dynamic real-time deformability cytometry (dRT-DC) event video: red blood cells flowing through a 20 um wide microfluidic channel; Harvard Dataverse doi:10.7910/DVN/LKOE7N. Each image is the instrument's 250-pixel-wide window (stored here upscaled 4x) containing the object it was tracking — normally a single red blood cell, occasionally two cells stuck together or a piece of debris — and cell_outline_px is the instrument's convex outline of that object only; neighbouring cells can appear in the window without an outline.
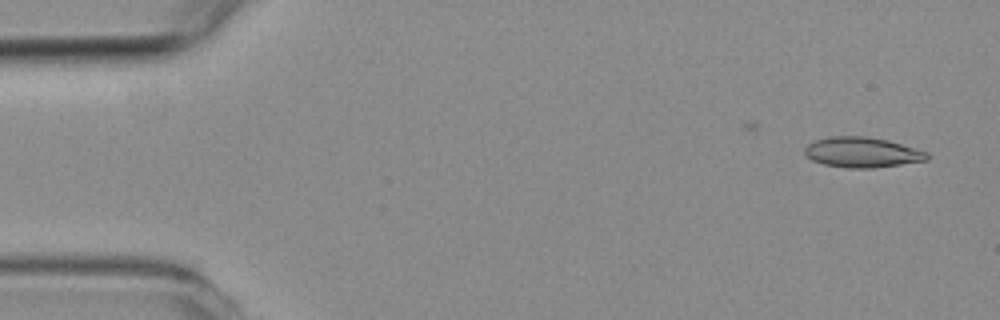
{"species": "common noctule bat (a hibernating species)", "species_latin": "Nyctalus noctula", "temperature_condition": "room temperature", "stored_images_in_passage": 2, "camera_frame_rate_fps": 3000, "um_per_image_px": 0.085, "animal": {"sex": "female", "body_mass_g": 19.3, "forearm_length_mm": 54.1}, "frame": {"image": 1, "passage_image": 2, "time_ms": 1.333, "image_size_px": [1000, 320], "cell_outline_px": [[928, 160], [872, 168], [848, 168], [824, 164], [812, 160], [804, 156], [804, 148], [808, 144], [816, 140], [832, 136], [868, 136], [888, 140], [928, 152]], "centroid_in_image_um": [73.25, 12.94], "position_along_channel_um": 11.7, "area_um2": 21.56}}